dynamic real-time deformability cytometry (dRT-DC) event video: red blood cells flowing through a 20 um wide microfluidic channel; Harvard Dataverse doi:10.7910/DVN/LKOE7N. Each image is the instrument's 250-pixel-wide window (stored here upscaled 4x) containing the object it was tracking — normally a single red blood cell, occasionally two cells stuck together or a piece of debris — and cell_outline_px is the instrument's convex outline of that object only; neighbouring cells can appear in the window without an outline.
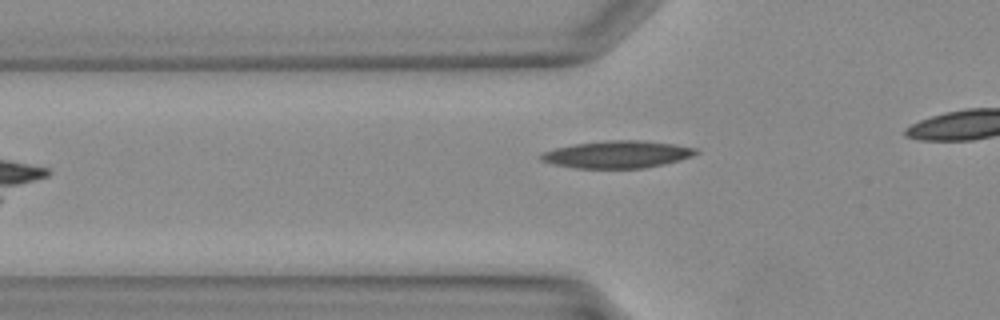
{"species": "Egyptian fruit bat (a non-hibernating species)", "species_latin": "Rousettus aegyptiacus", "temperature_condition": "warm", "stored_images_in_passage": 11, "camera_frame_rate_fps": 3000, "um_per_image_px": 0.085, "animal": {"sex": "female"}, "frame": {"image": 1, "passage_image": 2, "time_ms": 0.333, "image_size_px": [1000, 320], "cell_outline_px": [[700, 152], [692, 156], [680, 160], [664, 164], [644, 168], [576, 168], [552, 164], [540, 160], [540, 152], [556, 148], [576, 144], [608, 140], [640, 140], [672, 144], [696, 148]], "centroid_in_image_um": [52.46, 13.13], "position_along_channel_um": 73.3, "area_um2": 24.57}}